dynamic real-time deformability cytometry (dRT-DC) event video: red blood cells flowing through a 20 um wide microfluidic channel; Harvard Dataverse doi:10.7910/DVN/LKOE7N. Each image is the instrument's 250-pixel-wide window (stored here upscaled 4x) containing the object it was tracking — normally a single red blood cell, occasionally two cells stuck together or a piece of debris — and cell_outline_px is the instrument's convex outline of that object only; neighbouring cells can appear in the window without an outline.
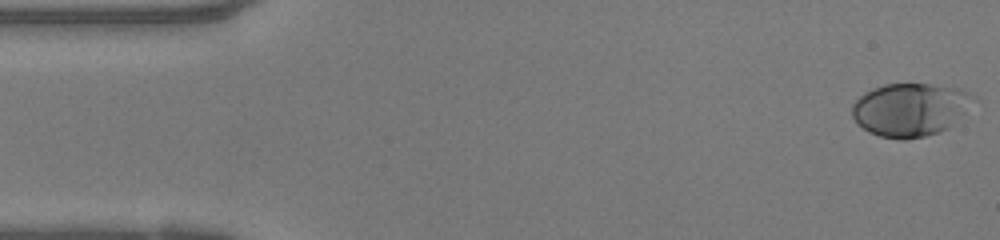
{"species": "human", "species_latin": "Homo sapiens", "temperature_condition": "warm", "stored_images_in_passage": 48, "camera_frame_rate_fps": 3000, "um_per_image_px": 0.085, "donor": {"sex": "female"}, "frame": {"image": 1, "passage_image": 1, "time_ms": 0.0, "image_size_px": [1000, 240], "cell_outline_px": [[964, 112], [948, 128], [940, 132], [924, 136], [904, 140], [900, 140], [880, 136], [868, 132], [856, 124], [852, 116], [852, 104], [860, 96], [872, 88], [884, 84], [928, 84], [956, 88], [964, 92]], "centroid_in_image_um": [77.18, 9.35], "position_along_channel_um": 7.8, "area_um2": 36.47}}
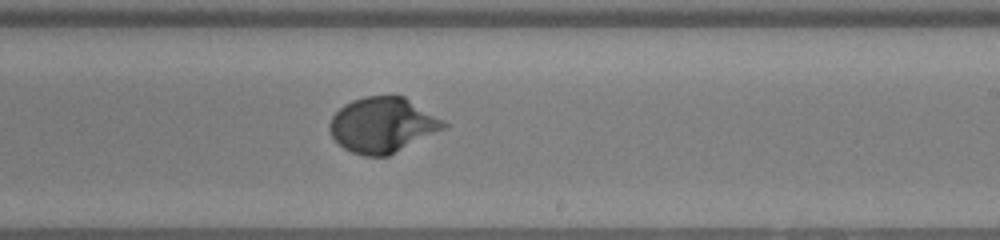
{"frame": {"image": 2, "passage_image": 28, "time_ms": 9.0, "image_size_px": [1000, 240], "cell_outline_px": [[452, 124], [448, 128], [388, 156], [364, 156], [352, 152], [344, 148], [332, 136], [328, 128], [328, 124], [332, 116], [344, 104], [352, 100], [364, 96], [404, 96]], "centroid_in_image_um": [32.57, 10.62], "position_along_channel_um": 256.4, "area_um2": 37.11}}
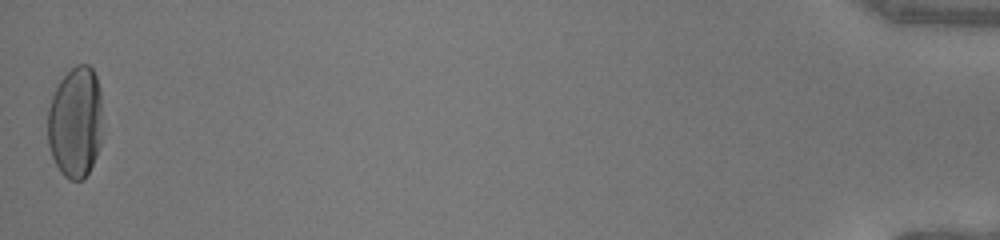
{"frame": {"image": 3, "passage_image": 48, "time_ms": 15.667, "image_size_px": [1000, 240], "cell_outline_px": [[100, 144], [96, 156], [84, 180], [68, 180], [60, 172], [52, 156], [48, 144], [48, 108], [52, 96], [60, 80], [76, 64], [88, 64], [92, 68], [96, 76], [100, 88]], "centroid_in_image_um": [6.39, 10.4], "position_along_channel_um": 428.8, "area_um2": 35.43}, "authors_computed_cell_mechanics": {"area_um2": 34.9112, "velocity_mm_per_s": 4.1631, "shape_relaxation_time_tau1_ms": 3.514, "shape_relaxation_time_tau2_ms": null, "deformation_change_tau1": 0.1977, "deformation_change_tau2": null}}